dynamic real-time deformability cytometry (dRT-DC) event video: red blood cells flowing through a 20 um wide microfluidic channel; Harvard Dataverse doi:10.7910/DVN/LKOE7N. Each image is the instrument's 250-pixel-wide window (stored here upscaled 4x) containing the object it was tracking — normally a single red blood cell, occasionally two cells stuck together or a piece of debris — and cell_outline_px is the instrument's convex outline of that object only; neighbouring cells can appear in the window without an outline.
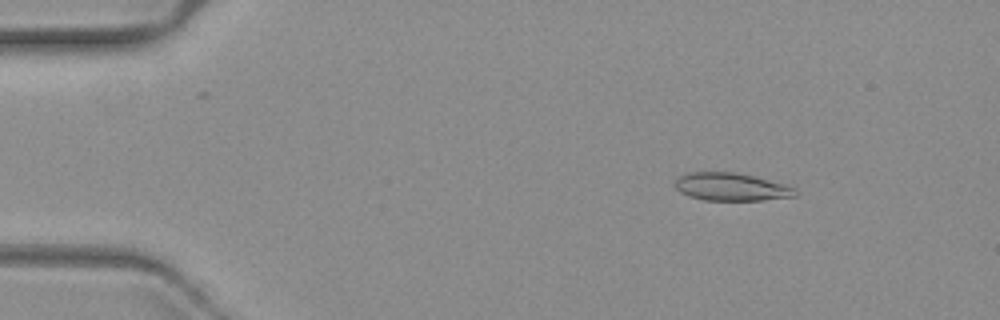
{"species": "common noctule bat (a hibernating species)", "species_latin": "Nyctalus noctula", "temperature_condition": "warm", "stored_images_in_passage": 4, "camera_frame_rate_fps": 3000, "um_per_image_px": 0.085, "animal": {"sex": "female", "body_mass_g": 19.3, "forearm_length_mm": 54.1}, "frame": {"image": 1, "passage_image": 1, "time_ms": 0.0, "image_size_px": [1000, 320], "cell_outline_px": [[800, 192], [796, 196], [764, 200], [704, 200], [688, 196], [680, 192], [672, 184], [676, 176], [688, 172], [736, 172], [752, 176], [796, 188]], "centroid_in_image_um": [62.09, 15.88], "position_along_channel_um": 22.9, "area_um2": 19.65}}